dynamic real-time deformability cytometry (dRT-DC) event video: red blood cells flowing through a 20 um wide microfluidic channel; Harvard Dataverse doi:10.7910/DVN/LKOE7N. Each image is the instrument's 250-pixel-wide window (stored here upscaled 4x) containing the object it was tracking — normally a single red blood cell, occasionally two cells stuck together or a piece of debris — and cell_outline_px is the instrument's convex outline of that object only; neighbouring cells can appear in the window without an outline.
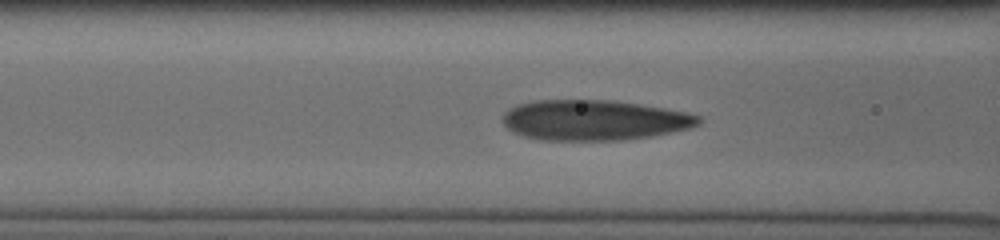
{"species": "human", "species_latin": "Homo sapiens", "temperature_condition": "cold", "stored_images_in_passage": 33, "camera_frame_rate_fps": 3000, "um_per_image_px": 0.085, "donor": {"sex": "male"}, "frame": {"image": 1, "passage_image": 10, "time_ms": 3.0, "image_size_px": [1000, 240], "cell_outline_px": [[704, 120], [700, 124], [692, 128], [652, 136], [624, 140], [540, 140], [524, 136], [512, 132], [500, 120], [500, 116], [508, 108], [516, 104], [536, 100], [608, 100], [664, 108], [688, 112], [700, 116]], "centroid_in_image_um": [50.48, 10.21], "position_along_channel_um": 116.1, "area_um2": 46.53}}
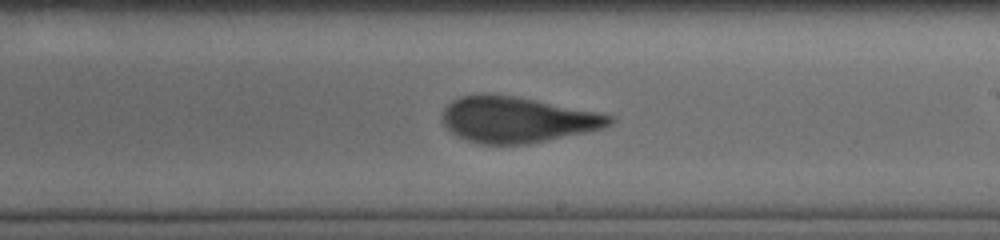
{"frame": {"image": 2, "passage_image": 20, "time_ms": 6.333, "image_size_px": [1000, 240], "cell_outline_px": [[616, 120], [612, 124], [604, 128], [588, 132], [528, 144], [480, 144], [456, 136], [440, 120], [440, 116], [444, 108], [452, 100], [460, 96], [516, 96], [600, 112], [616, 116]], "centroid_in_image_um": [44.02, 10.19], "position_along_channel_um": 245.0, "area_um2": 44.62}}
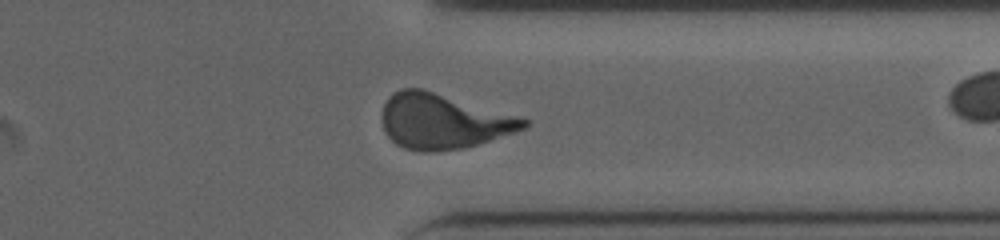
{"frame": {"image": 3, "passage_image": 30, "time_ms": 9.667, "image_size_px": [1000, 240], "cell_outline_px": [[528, 124], [524, 128], [516, 132], [464, 148], [436, 152], [420, 152], [404, 148], [396, 144], [388, 136], [380, 120], [380, 116], [384, 104], [388, 96], [392, 92], [400, 88], [424, 88], [516, 116], [528, 120]], "centroid_in_image_um": [37.59, 10.31], "position_along_channel_um": 373.8, "area_um2": 45.66}}